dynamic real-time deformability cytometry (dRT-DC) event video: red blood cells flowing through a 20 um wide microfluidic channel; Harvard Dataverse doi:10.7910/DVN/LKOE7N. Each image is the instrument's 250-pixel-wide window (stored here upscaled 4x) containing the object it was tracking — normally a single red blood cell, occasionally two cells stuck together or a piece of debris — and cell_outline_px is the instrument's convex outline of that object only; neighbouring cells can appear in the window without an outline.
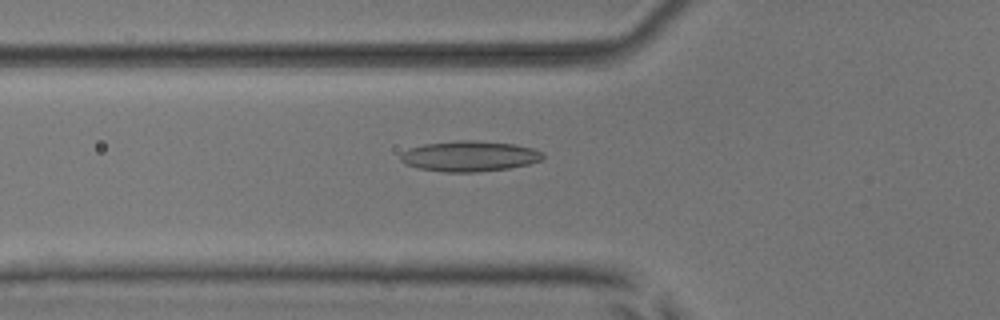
{"species": "common noctule bat (a hibernating species)", "species_latin": "Nyctalus noctula", "temperature_condition": "room temperature", "stored_images_in_passage": 32, "camera_frame_rate_fps": 3000, "um_per_image_px": 0.085, "animal": {"sex": "male", "body_mass_g": 17.9, "forearm_length_mm": 54.2}, "frame": {"image": 1, "passage_image": 19, "time_ms": 6.0, "image_size_px": [1000, 320], "cell_outline_px": [[544, 160], [528, 164], [508, 168], [476, 172], [444, 172], [420, 168], [404, 164], [400, 160], [400, 152], [408, 148], [424, 144], [456, 140], [476, 140], [516, 144], [532, 148], [544, 152]], "centroid_in_image_um": [39.9, 13.26], "position_along_channel_um": 85.9, "area_um2": 25.61}}
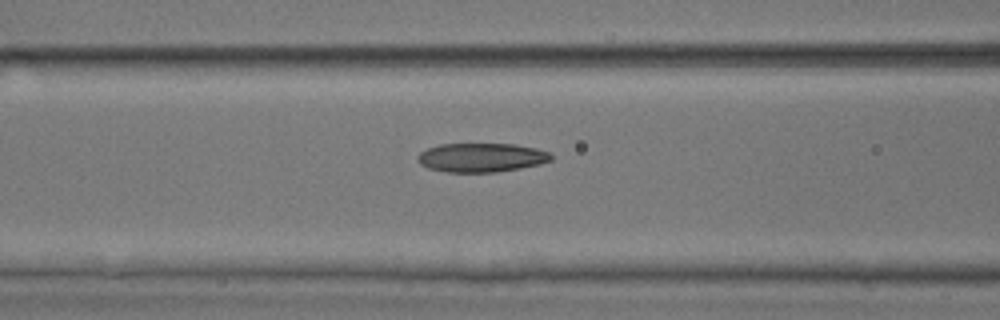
{"frame": {"image": 2, "passage_image": 22, "time_ms": 7.0, "image_size_px": [1000, 320], "cell_outline_px": [[552, 160], [540, 164], [520, 168], [496, 172], [448, 172], [428, 168], [420, 164], [416, 160], [416, 156], [420, 152], [428, 148], [440, 144], [516, 144], [536, 148], [548, 152], [552, 156]], "centroid_in_image_um": [40.9, 13.39], "position_along_channel_um": 125.7, "area_um2": 22.6}}
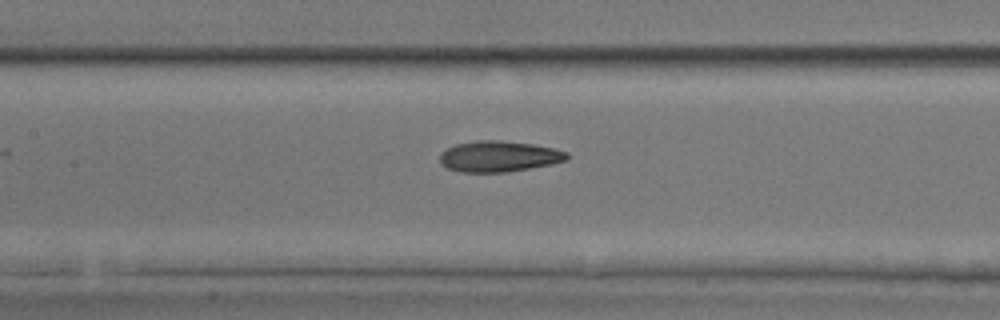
{"frame": {"image": 3, "passage_image": 25, "time_ms": 8.0, "image_size_px": [1000, 320], "cell_outline_px": [[568, 160], [552, 164], [508, 172], [460, 172], [448, 168], [440, 164], [440, 152], [456, 144], [480, 140], [500, 140], [532, 144], [552, 148], [568, 152]], "centroid_in_image_um": [42.4, 13.3], "position_along_channel_um": 165.0, "area_um2": 22.89}}